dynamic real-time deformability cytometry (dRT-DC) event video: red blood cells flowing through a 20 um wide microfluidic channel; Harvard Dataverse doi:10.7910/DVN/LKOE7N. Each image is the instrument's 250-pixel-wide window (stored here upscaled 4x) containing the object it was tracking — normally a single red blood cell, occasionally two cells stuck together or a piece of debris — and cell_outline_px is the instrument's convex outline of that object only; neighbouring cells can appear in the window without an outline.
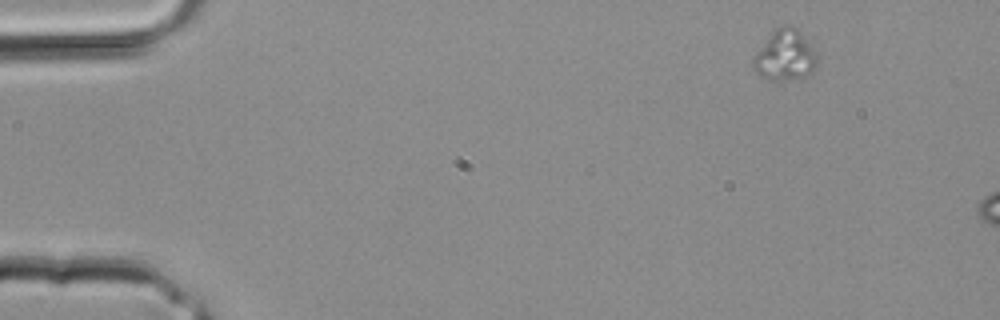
{"species": "common noctule bat (a hibernating species)", "species_latin": "Nyctalus noctula", "temperature_condition": "room temperature", "stored_images_in_passage": 3, "segment_of_instrument_passage": [1, 2], "camera_frame_rate_fps": 3000, "um_per_image_px": 0.085, "animal": {"sex": "male", "body_mass_g": 20.4}, "frame": {"image": 1, "passage_image": 1, "time_ms": 0.0, "image_size_px": [1000, 320], "cell_outline_px": [[816, 64], [812, 72], [804, 76], [784, 80], [768, 80], [756, 72], [752, 68], [752, 60], [756, 52], [768, 36], [776, 28], [784, 24], [788, 24], [796, 28], [816, 52]], "centroid_in_image_um": [66.69, 4.7], "position_along_channel_um": 18.3, "area_um2": 18.61}}